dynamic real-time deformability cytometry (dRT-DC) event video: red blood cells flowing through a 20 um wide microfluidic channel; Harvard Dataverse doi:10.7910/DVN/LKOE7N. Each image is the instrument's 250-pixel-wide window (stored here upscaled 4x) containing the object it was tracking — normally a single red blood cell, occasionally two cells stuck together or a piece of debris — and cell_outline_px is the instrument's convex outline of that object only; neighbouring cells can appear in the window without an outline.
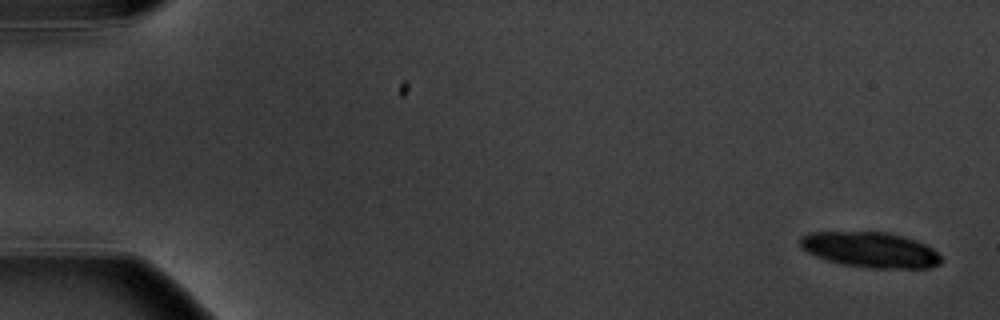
{"species": "common noctule bat (a hibernating species)", "species_latin": "Nyctalus noctula", "temperature_condition": "warm", "stored_images_in_passage": 6, "camera_frame_rate_fps": 3000, "um_per_image_px": 0.085, "animal": {"sex": "male", "body_mass_g": 20.1, "forearm_length_mm": 53.5}, "frame": {"image": 1, "passage_image": 1, "time_ms": 0.0, "image_size_px": [1000, 320], "cell_outline_px": [[940, 264], [932, 268], [872, 268], [840, 264], [824, 260], [800, 248], [800, 236], [808, 232], [888, 232], [904, 236], [924, 244], [932, 248], [940, 256]], "centroid_in_image_um": [73.94, 21.23], "position_along_channel_um": 11.1, "area_um2": 29.25}}